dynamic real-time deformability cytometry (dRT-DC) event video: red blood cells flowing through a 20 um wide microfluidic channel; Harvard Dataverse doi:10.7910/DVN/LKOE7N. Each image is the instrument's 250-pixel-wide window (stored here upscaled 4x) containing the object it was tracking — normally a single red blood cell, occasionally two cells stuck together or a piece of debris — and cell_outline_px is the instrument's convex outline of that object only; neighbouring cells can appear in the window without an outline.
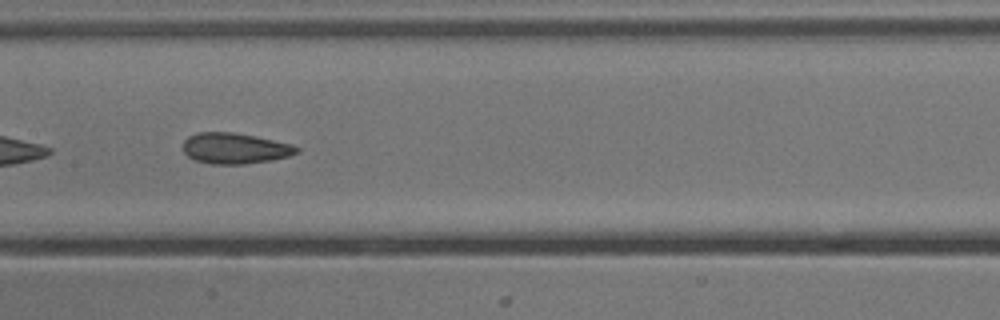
{"species": "common noctule bat (a hibernating species)", "species_latin": "Nyctalus noctula", "temperature_condition": "cold", "stored_images_in_passage": 30, "camera_frame_rate_fps": 3000, "um_per_image_px": 0.085, "animal": {"sex": "male", "body_mass_g": 13.3}, "frame": {"image": 1, "passage_image": 22, "time_ms": 7.0, "image_size_px": [1000, 320], "cell_outline_px": [[300, 152], [288, 156], [272, 160], [244, 164], [212, 164], [196, 160], [188, 156], [184, 152], [184, 140], [188, 136], [196, 132], [232, 132], [256, 136], [292, 144], [300, 148]], "centroid_in_image_um": [19.99, 12.6], "position_along_channel_um": 187.4, "area_um2": 20.46}}